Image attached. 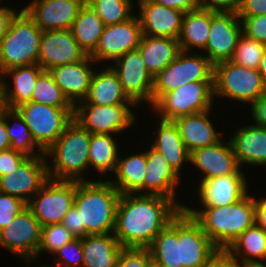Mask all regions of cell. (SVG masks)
Wrapping results in <instances>:
<instances>
[{
	"instance_id": "obj_20",
	"label": "cell",
	"mask_w": 266,
	"mask_h": 267,
	"mask_svg": "<svg viewBox=\"0 0 266 267\" xmlns=\"http://www.w3.org/2000/svg\"><path fill=\"white\" fill-rule=\"evenodd\" d=\"M222 139L211 146L197 149L190 153V163L201 169L203 180L212 177L227 176L230 174H243L230 140Z\"/></svg>"
},
{
	"instance_id": "obj_32",
	"label": "cell",
	"mask_w": 266,
	"mask_h": 267,
	"mask_svg": "<svg viewBox=\"0 0 266 267\" xmlns=\"http://www.w3.org/2000/svg\"><path fill=\"white\" fill-rule=\"evenodd\" d=\"M197 210L185 206L184 210L201 226L212 243L221 251L227 249V206H202Z\"/></svg>"
},
{
	"instance_id": "obj_44",
	"label": "cell",
	"mask_w": 266,
	"mask_h": 267,
	"mask_svg": "<svg viewBox=\"0 0 266 267\" xmlns=\"http://www.w3.org/2000/svg\"><path fill=\"white\" fill-rule=\"evenodd\" d=\"M56 267H82V238H74L70 242L65 243L54 254Z\"/></svg>"
},
{
	"instance_id": "obj_12",
	"label": "cell",
	"mask_w": 266,
	"mask_h": 267,
	"mask_svg": "<svg viewBox=\"0 0 266 267\" xmlns=\"http://www.w3.org/2000/svg\"><path fill=\"white\" fill-rule=\"evenodd\" d=\"M41 242V225L27 206L0 230V246L21 256L25 262L35 260Z\"/></svg>"
},
{
	"instance_id": "obj_1",
	"label": "cell",
	"mask_w": 266,
	"mask_h": 267,
	"mask_svg": "<svg viewBox=\"0 0 266 267\" xmlns=\"http://www.w3.org/2000/svg\"><path fill=\"white\" fill-rule=\"evenodd\" d=\"M181 210L162 196L121 194L113 235L123 248H148Z\"/></svg>"
},
{
	"instance_id": "obj_18",
	"label": "cell",
	"mask_w": 266,
	"mask_h": 267,
	"mask_svg": "<svg viewBox=\"0 0 266 267\" xmlns=\"http://www.w3.org/2000/svg\"><path fill=\"white\" fill-rule=\"evenodd\" d=\"M85 56L70 29L42 32L37 64L43 70L49 71L59 65L78 62Z\"/></svg>"
},
{
	"instance_id": "obj_50",
	"label": "cell",
	"mask_w": 266,
	"mask_h": 267,
	"mask_svg": "<svg viewBox=\"0 0 266 267\" xmlns=\"http://www.w3.org/2000/svg\"><path fill=\"white\" fill-rule=\"evenodd\" d=\"M75 238L85 237V225H81L80 212L73 205L61 222Z\"/></svg>"
},
{
	"instance_id": "obj_16",
	"label": "cell",
	"mask_w": 266,
	"mask_h": 267,
	"mask_svg": "<svg viewBox=\"0 0 266 267\" xmlns=\"http://www.w3.org/2000/svg\"><path fill=\"white\" fill-rule=\"evenodd\" d=\"M142 37L139 18L105 26L96 50L90 57L96 62L115 61L128 51L138 49Z\"/></svg>"
},
{
	"instance_id": "obj_36",
	"label": "cell",
	"mask_w": 266,
	"mask_h": 267,
	"mask_svg": "<svg viewBox=\"0 0 266 267\" xmlns=\"http://www.w3.org/2000/svg\"><path fill=\"white\" fill-rule=\"evenodd\" d=\"M148 249L152 260L161 267H182L178 242V215L156 236Z\"/></svg>"
},
{
	"instance_id": "obj_27",
	"label": "cell",
	"mask_w": 266,
	"mask_h": 267,
	"mask_svg": "<svg viewBox=\"0 0 266 267\" xmlns=\"http://www.w3.org/2000/svg\"><path fill=\"white\" fill-rule=\"evenodd\" d=\"M224 253L241 266L264 265L266 231L255 223L237 237Z\"/></svg>"
},
{
	"instance_id": "obj_24",
	"label": "cell",
	"mask_w": 266,
	"mask_h": 267,
	"mask_svg": "<svg viewBox=\"0 0 266 267\" xmlns=\"http://www.w3.org/2000/svg\"><path fill=\"white\" fill-rule=\"evenodd\" d=\"M43 71L39 64L9 69L0 75L2 106L16 109L31 101L38 75ZM10 77L13 87L4 77Z\"/></svg>"
},
{
	"instance_id": "obj_3",
	"label": "cell",
	"mask_w": 266,
	"mask_h": 267,
	"mask_svg": "<svg viewBox=\"0 0 266 267\" xmlns=\"http://www.w3.org/2000/svg\"><path fill=\"white\" fill-rule=\"evenodd\" d=\"M91 134L74 119L62 135L45 152L52 162L48 164L49 179L58 181H91L83 178L89 168Z\"/></svg>"
},
{
	"instance_id": "obj_35",
	"label": "cell",
	"mask_w": 266,
	"mask_h": 267,
	"mask_svg": "<svg viewBox=\"0 0 266 267\" xmlns=\"http://www.w3.org/2000/svg\"><path fill=\"white\" fill-rule=\"evenodd\" d=\"M104 28L103 21L85 2L80 8L70 30L80 49L90 56L96 50Z\"/></svg>"
},
{
	"instance_id": "obj_54",
	"label": "cell",
	"mask_w": 266,
	"mask_h": 267,
	"mask_svg": "<svg viewBox=\"0 0 266 267\" xmlns=\"http://www.w3.org/2000/svg\"><path fill=\"white\" fill-rule=\"evenodd\" d=\"M17 12L13 8L0 7V41L8 32L10 23Z\"/></svg>"
},
{
	"instance_id": "obj_56",
	"label": "cell",
	"mask_w": 266,
	"mask_h": 267,
	"mask_svg": "<svg viewBox=\"0 0 266 267\" xmlns=\"http://www.w3.org/2000/svg\"><path fill=\"white\" fill-rule=\"evenodd\" d=\"M205 267H244V266L235 263L224 252H221Z\"/></svg>"
},
{
	"instance_id": "obj_6",
	"label": "cell",
	"mask_w": 266,
	"mask_h": 267,
	"mask_svg": "<svg viewBox=\"0 0 266 267\" xmlns=\"http://www.w3.org/2000/svg\"><path fill=\"white\" fill-rule=\"evenodd\" d=\"M265 92L258 70L235 64L231 60L214 65V97H225L252 105Z\"/></svg>"
},
{
	"instance_id": "obj_40",
	"label": "cell",
	"mask_w": 266,
	"mask_h": 267,
	"mask_svg": "<svg viewBox=\"0 0 266 267\" xmlns=\"http://www.w3.org/2000/svg\"><path fill=\"white\" fill-rule=\"evenodd\" d=\"M97 13L105 26L128 21L132 14V0H85Z\"/></svg>"
},
{
	"instance_id": "obj_30",
	"label": "cell",
	"mask_w": 266,
	"mask_h": 267,
	"mask_svg": "<svg viewBox=\"0 0 266 267\" xmlns=\"http://www.w3.org/2000/svg\"><path fill=\"white\" fill-rule=\"evenodd\" d=\"M157 135L151 146L159 151L171 168L179 175L184 162L190 163V153L181 139L177 126L173 121H159Z\"/></svg>"
},
{
	"instance_id": "obj_58",
	"label": "cell",
	"mask_w": 266,
	"mask_h": 267,
	"mask_svg": "<svg viewBox=\"0 0 266 267\" xmlns=\"http://www.w3.org/2000/svg\"><path fill=\"white\" fill-rule=\"evenodd\" d=\"M258 71L260 73V75L262 76V80L266 89V49L263 53V56L261 58V62L258 68Z\"/></svg>"
},
{
	"instance_id": "obj_62",
	"label": "cell",
	"mask_w": 266,
	"mask_h": 267,
	"mask_svg": "<svg viewBox=\"0 0 266 267\" xmlns=\"http://www.w3.org/2000/svg\"><path fill=\"white\" fill-rule=\"evenodd\" d=\"M39 267V266H38ZM40 267H50V266H47V265H44V266H40ZM52 267H56L55 265L52 266Z\"/></svg>"
},
{
	"instance_id": "obj_2",
	"label": "cell",
	"mask_w": 266,
	"mask_h": 267,
	"mask_svg": "<svg viewBox=\"0 0 266 267\" xmlns=\"http://www.w3.org/2000/svg\"><path fill=\"white\" fill-rule=\"evenodd\" d=\"M120 196L110 180L76 181L74 206L85 225V236L114 232Z\"/></svg>"
},
{
	"instance_id": "obj_34",
	"label": "cell",
	"mask_w": 266,
	"mask_h": 267,
	"mask_svg": "<svg viewBox=\"0 0 266 267\" xmlns=\"http://www.w3.org/2000/svg\"><path fill=\"white\" fill-rule=\"evenodd\" d=\"M210 26L211 10L198 7L185 13L178 38L180 50L189 52L193 47L203 50L208 41Z\"/></svg>"
},
{
	"instance_id": "obj_22",
	"label": "cell",
	"mask_w": 266,
	"mask_h": 267,
	"mask_svg": "<svg viewBox=\"0 0 266 267\" xmlns=\"http://www.w3.org/2000/svg\"><path fill=\"white\" fill-rule=\"evenodd\" d=\"M93 63L96 62L86 55L78 62L59 65L49 70L55 83L73 106L83 101L88 94L96 71L91 67Z\"/></svg>"
},
{
	"instance_id": "obj_26",
	"label": "cell",
	"mask_w": 266,
	"mask_h": 267,
	"mask_svg": "<svg viewBox=\"0 0 266 267\" xmlns=\"http://www.w3.org/2000/svg\"><path fill=\"white\" fill-rule=\"evenodd\" d=\"M211 110L184 115L173 120L189 153L218 143L221 138L211 123Z\"/></svg>"
},
{
	"instance_id": "obj_4",
	"label": "cell",
	"mask_w": 266,
	"mask_h": 267,
	"mask_svg": "<svg viewBox=\"0 0 266 267\" xmlns=\"http://www.w3.org/2000/svg\"><path fill=\"white\" fill-rule=\"evenodd\" d=\"M42 32L23 8L15 14L0 41V75L12 68L37 64Z\"/></svg>"
},
{
	"instance_id": "obj_61",
	"label": "cell",
	"mask_w": 266,
	"mask_h": 267,
	"mask_svg": "<svg viewBox=\"0 0 266 267\" xmlns=\"http://www.w3.org/2000/svg\"><path fill=\"white\" fill-rule=\"evenodd\" d=\"M2 107V98H1V80H0V108Z\"/></svg>"
},
{
	"instance_id": "obj_43",
	"label": "cell",
	"mask_w": 266,
	"mask_h": 267,
	"mask_svg": "<svg viewBox=\"0 0 266 267\" xmlns=\"http://www.w3.org/2000/svg\"><path fill=\"white\" fill-rule=\"evenodd\" d=\"M74 238L62 223L49 224L41 227V242L37 257L44 251H48L52 256L65 243L70 242Z\"/></svg>"
},
{
	"instance_id": "obj_5",
	"label": "cell",
	"mask_w": 266,
	"mask_h": 267,
	"mask_svg": "<svg viewBox=\"0 0 266 267\" xmlns=\"http://www.w3.org/2000/svg\"><path fill=\"white\" fill-rule=\"evenodd\" d=\"M180 51L154 77L151 106L165 93L195 81H214V64L203 53ZM199 54V55H198Z\"/></svg>"
},
{
	"instance_id": "obj_23",
	"label": "cell",
	"mask_w": 266,
	"mask_h": 267,
	"mask_svg": "<svg viewBox=\"0 0 266 267\" xmlns=\"http://www.w3.org/2000/svg\"><path fill=\"white\" fill-rule=\"evenodd\" d=\"M245 174H230L200 181L199 191L202 206H227L244 198L248 193Z\"/></svg>"
},
{
	"instance_id": "obj_29",
	"label": "cell",
	"mask_w": 266,
	"mask_h": 267,
	"mask_svg": "<svg viewBox=\"0 0 266 267\" xmlns=\"http://www.w3.org/2000/svg\"><path fill=\"white\" fill-rule=\"evenodd\" d=\"M123 247L113 233L82 238V267H116Z\"/></svg>"
},
{
	"instance_id": "obj_19",
	"label": "cell",
	"mask_w": 266,
	"mask_h": 267,
	"mask_svg": "<svg viewBox=\"0 0 266 267\" xmlns=\"http://www.w3.org/2000/svg\"><path fill=\"white\" fill-rule=\"evenodd\" d=\"M145 172L143 195H158L172 199L182 210H184L186 205L180 204V202L178 203L176 197V185H179L181 175H178L171 168L165 157L152 146L146 151Z\"/></svg>"
},
{
	"instance_id": "obj_42",
	"label": "cell",
	"mask_w": 266,
	"mask_h": 267,
	"mask_svg": "<svg viewBox=\"0 0 266 267\" xmlns=\"http://www.w3.org/2000/svg\"><path fill=\"white\" fill-rule=\"evenodd\" d=\"M265 49V44L250 39L243 34L238 41L231 61L258 70Z\"/></svg>"
},
{
	"instance_id": "obj_9",
	"label": "cell",
	"mask_w": 266,
	"mask_h": 267,
	"mask_svg": "<svg viewBox=\"0 0 266 267\" xmlns=\"http://www.w3.org/2000/svg\"><path fill=\"white\" fill-rule=\"evenodd\" d=\"M131 107L133 108L135 105L76 104L73 119L90 134H118L136 121Z\"/></svg>"
},
{
	"instance_id": "obj_47",
	"label": "cell",
	"mask_w": 266,
	"mask_h": 267,
	"mask_svg": "<svg viewBox=\"0 0 266 267\" xmlns=\"http://www.w3.org/2000/svg\"><path fill=\"white\" fill-rule=\"evenodd\" d=\"M151 260L148 248H123L116 267H148Z\"/></svg>"
},
{
	"instance_id": "obj_49",
	"label": "cell",
	"mask_w": 266,
	"mask_h": 267,
	"mask_svg": "<svg viewBox=\"0 0 266 267\" xmlns=\"http://www.w3.org/2000/svg\"><path fill=\"white\" fill-rule=\"evenodd\" d=\"M201 8L213 12L235 13L238 14L241 0H197Z\"/></svg>"
},
{
	"instance_id": "obj_25",
	"label": "cell",
	"mask_w": 266,
	"mask_h": 267,
	"mask_svg": "<svg viewBox=\"0 0 266 267\" xmlns=\"http://www.w3.org/2000/svg\"><path fill=\"white\" fill-rule=\"evenodd\" d=\"M229 140L241 169L243 164L266 166V128L254 123L242 126Z\"/></svg>"
},
{
	"instance_id": "obj_59",
	"label": "cell",
	"mask_w": 266,
	"mask_h": 267,
	"mask_svg": "<svg viewBox=\"0 0 266 267\" xmlns=\"http://www.w3.org/2000/svg\"><path fill=\"white\" fill-rule=\"evenodd\" d=\"M148 267H161L159 264L155 263L153 260H151L148 264Z\"/></svg>"
},
{
	"instance_id": "obj_21",
	"label": "cell",
	"mask_w": 266,
	"mask_h": 267,
	"mask_svg": "<svg viewBox=\"0 0 266 267\" xmlns=\"http://www.w3.org/2000/svg\"><path fill=\"white\" fill-rule=\"evenodd\" d=\"M142 35L177 39L180 36L184 12L165 7L151 0H138Z\"/></svg>"
},
{
	"instance_id": "obj_52",
	"label": "cell",
	"mask_w": 266,
	"mask_h": 267,
	"mask_svg": "<svg viewBox=\"0 0 266 267\" xmlns=\"http://www.w3.org/2000/svg\"><path fill=\"white\" fill-rule=\"evenodd\" d=\"M251 106L254 124L266 128V92Z\"/></svg>"
},
{
	"instance_id": "obj_10",
	"label": "cell",
	"mask_w": 266,
	"mask_h": 267,
	"mask_svg": "<svg viewBox=\"0 0 266 267\" xmlns=\"http://www.w3.org/2000/svg\"><path fill=\"white\" fill-rule=\"evenodd\" d=\"M76 181L49 179L31 198L27 206L33 212L41 227L61 223L74 205Z\"/></svg>"
},
{
	"instance_id": "obj_15",
	"label": "cell",
	"mask_w": 266,
	"mask_h": 267,
	"mask_svg": "<svg viewBox=\"0 0 266 267\" xmlns=\"http://www.w3.org/2000/svg\"><path fill=\"white\" fill-rule=\"evenodd\" d=\"M45 155L28 156L14 172L0 177V192L28 203L49 180Z\"/></svg>"
},
{
	"instance_id": "obj_53",
	"label": "cell",
	"mask_w": 266,
	"mask_h": 267,
	"mask_svg": "<svg viewBox=\"0 0 266 267\" xmlns=\"http://www.w3.org/2000/svg\"><path fill=\"white\" fill-rule=\"evenodd\" d=\"M151 1L165 7L180 10L184 13L196 10L199 7L197 0H151Z\"/></svg>"
},
{
	"instance_id": "obj_41",
	"label": "cell",
	"mask_w": 266,
	"mask_h": 267,
	"mask_svg": "<svg viewBox=\"0 0 266 267\" xmlns=\"http://www.w3.org/2000/svg\"><path fill=\"white\" fill-rule=\"evenodd\" d=\"M31 101L52 107H74L55 83L52 74L46 70L38 75Z\"/></svg>"
},
{
	"instance_id": "obj_7",
	"label": "cell",
	"mask_w": 266,
	"mask_h": 267,
	"mask_svg": "<svg viewBox=\"0 0 266 267\" xmlns=\"http://www.w3.org/2000/svg\"><path fill=\"white\" fill-rule=\"evenodd\" d=\"M214 99V81H195L163 94L152 109L161 120L174 119L211 110Z\"/></svg>"
},
{
	"instance_id": "obj_48",
	"label": "cell",
	"mask_w": 266,
	"mask_h": 267,
	"mask_svg": "<svg viewBox=\"0 0 266 267\" xmlns=\"http://www.w3.org/2000/svg\"><path fill=\"white\" fill-rule=\"evenodd\" d=\"M28 156L22 152L8 149L0 152V177L14 172Z\"/></svg>"
},
{
	"instance_id": "obj_60",
	"label": "cell",
	"mask_w": 266,
	"mask_h": 267,
	"mask_svg": "<svg viewBox=\"0 0 266 267\" xmlns=\"http://www.w3.org/2000/svg\"><path fill=\"white\" fill-rule=\"evenodd\" d=\"M244 267H265L264 265H247V266H244Z\"/></svg>"
},
{
	"instance_id": "obj_38",
	"label": "cell",
	"mask_w": 266,
	"mask_h": 267,
	"mask_svg": "<svg viewBox=\"0 0 266 267\" xmlns=\"http://www.w3.org/2000/svg\"><path fill=\"white\" fill-rule=\"evenodd\" d=\"M0 113L5 118L11 149L22 152L27 156L45 155V152L34 142L28 126L16 109L2 106L0 108ZM9 120H12L13 124H11ZM15 127L18 128V130H16ZM36 148L38 152L35 151Z\"/></svg>"
},
{
	"instance_id": "obj_45",
	"label": "cell",
	"mask_w": 266,
	"mask_h": 267,
	"mask_svg": "<svg viewBox=\"0 0 266 267\" xmlns=\"http://www.w3.org/2000/svg\"><path fill=\"white\" fill-rule=\"evenodd\" d=\"M26 207L27 203L24 200L0 192V230L8 226Z\"/></svg>"
},
{
	"instance_id": "obj_13",
	"label": "cell",
	"mask_w": 266,
	"mask_h": 267,
	"mask_svg": "<svg viewBox=\"0 0 266 267\" xmlns=\"http://www.w3.org/2000/svg\"><path fill=\"white\" fill-rule=\"evenodd\" d=\"M123 92L136 106L142 101L150 103L154 77L147 70L139 49L131 50L114 61Z\"/></svg>"
},
{
	"instance_id": "obj_17",
	"label": "cell",
	"mask_w": 266,
	"mask_h": 267,
	"mask_svg": "<svg viewBox=\"0 0 266 267\" xmlns=\"http://www.w3.org/2000/svg\"><path fill=\"white\" fill-rule=\"evenodd\" d=\"M85 0H33L23 9L42 31L69 30Z\"/></svg>"
},
{
	"instance_id": "obj_57",
	"label": "cell",
	"mask_w": 266,
	"mask_h": 267,
	"mask_svg": "<svg viewBox=\"0 0 266 267\" xmlns=\"http://www.w3.org/2000/svg\"><path fill=\"white\" fill-rule=\"evenodd\" d=\"M8 149H11V142L6 129L5 118L0 113V152Z\"/></svg>"
},
{
	"instance_id": "obj_37",
	"label": "cell",
	"mask_w": 266,
	"mask_h": 267,
	"mask_svg": "<svg viewBox=\"0 0 266 267\" xmlns=\"http://www.w3.org/2000/svg\"><path fill=\"white\" fill-rule=\"evenodd\" d=\"M116 138L110 134H91L89 145V169L93 167L101 175L115 172L118 162Z\"/></svg>"
},
{
	"instance_id": "obj_33",
	"label": "cell",
	"mask_w": 266,
	"mask_h": 267,
	"mask_svg": "<svg viewBox=\"0 0 266 267\" xmlns=\"http://www.w3.org/2000/svg\"><path fill=\"white\" fill-rule=\"evenodd\" d=\"M146 170V150L127 157H118L115 179L110 182L120 194L143 195V181ZM140 192V193H139Z\"/></svg>"
},
{
	"instance_id": "obj_8",
	"label": "cell",
	"mask_w": 266,
	"mask_h": 267,
	"mask_svg": "<svg viewBox=\"0 0 266 267\" xmlns=\"http://www.w3.org/2000/svg\"><path fill=\"white\" fill-rule=\"evenodd\" d=\"M34 142L46 152L73 120L74 107H52L33 101L16 108Z\"/></svg>"
},
{
	"instance_id": "obj_31",
	"label": "cell",
	"mask_w": 266,
	"mask_h": 267,
	"mask_svg": "<svg viewBox=\"0 0 266 267\" xmlns=\"http://www.w3.org/2000/svg\"><path fill=\"white\" fill-rule=\"evenodd\" d=\"M138 49L153 77L168 66L181 51L177 39L146 35H142Z\"/></svg>"
},
{
	"instance_id": "obj_51",
	"label": "cell",
	"mask_w": 266,
	"mask_h": 267,
	"mask_svg": "<svg viewBox=\"0 0 266 267\" xmlns=\"http://www.w3.org/2000/svg\"><path fill=\"white\" fill-rule=\"evenodd\" d=\"M266 14V0H241L238 16Z\"/></svg>"
},
{
	"instance_id": "obj_28",
	"label": "cell",
	"mask_w": 266,
	"mask_h": 267,
	"mask_svg": "<svg viewBox=\"0 0 266 267\" xmlns=\"http://www.w3.org/2000/svg\"><path fill=\"white\" fill-rule=\"evenodd\" d=\"M78 104H133L124 94L119 77L111 65L94 72L86 98Z\"/></svg>"
},
{
	"instance_id": "obj_11",
	"label": "cell",
	"mask_w": 266,
	"mask_h": 267,
	"mask_svg": "<svg viewBox=\"0 0 266 267\" xmlns=\"http://www.w3.org/2000/svg\"><path fill=\"white\" fill-rule=\"evenodd\" d=\"M178 242L182 267H205L221 253L185 210L178 214Z\"/></svg>"
},
{
	"instance_id": "obj_46",
	"label": "cell",
	"mask_w": 266,
	"mask_h": 267,
	"mask_svg": "<svg viewBox=\"0 0 266 267\" xmlns=\"http://www.w3.org/2000/svg\"><path fill=\"white\" fill-rule=\"evenodd\" d=\"M238 17L242 23L243 34L266 45V14Z\"/></svg>"
},
{
	"instance_id": "obj_39",
	"label": "cell",
	"mask_w": 266,
	"mask_h": 267,
	"mask_svg": "<svg viewBox=\"0 0 266 267\" xmlns=\"http://www.w3.org/2000/svg\"><path fill=\"white\" fill-rule=\"evenodd\" d=\"M255 224V197L247 194L238 202L228 205L227 248L243 232Z\"/></svg>"
},
{
	"instance_id": "obj_55",
	"label": "cell",
	"mask_w": 266,
	"mask_h": 267,
	"mask_svg": "<svg viewBox=\"0 0 266 267\" xmlns=\"http://www.w3.org/2000/svg\"><path fill=\"white\" fill-rule=\"evenodd\" d=\"M255 223L266 231V197L255 198Z\"/></svg>"
},
{
	"instance_id": "obj_14",
	"label": "cell",
	"mask_w": 266,
	"mask_h": 267,
	"mask_svg": "<svg viewBox=\"0 0 266 267\" xmlns=\"http://www.w3.org/2000/svg\"><path fill=\"white\" fill-rule=\"evenodd\" d=\"M205 56L215 65L219 62L231 60L243 28L238 14L211 11V26Z\"/></svg>"
}]
</instances>
